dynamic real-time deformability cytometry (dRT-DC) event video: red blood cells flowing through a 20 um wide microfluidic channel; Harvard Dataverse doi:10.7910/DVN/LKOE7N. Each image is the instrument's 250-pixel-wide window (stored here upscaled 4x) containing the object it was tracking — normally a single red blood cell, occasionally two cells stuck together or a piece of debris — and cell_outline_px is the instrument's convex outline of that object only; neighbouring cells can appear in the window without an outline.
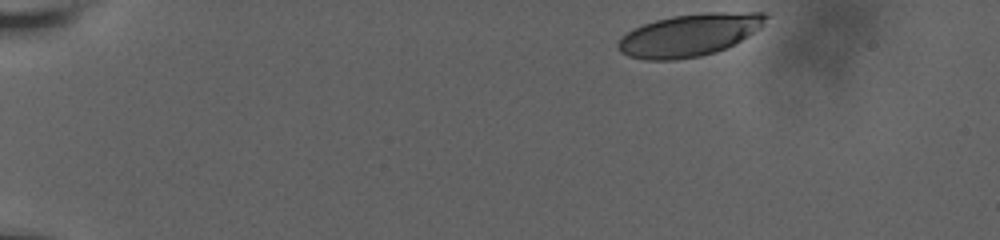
{"species": "human", "species_latin": "Homo sapiens", "temperature_condition": "room temperature", "stored_images_in_passage": 31, "camera_frame_rate_fps": 3000, "um_per_image_px": 0.085, "donor": {"sex": "male"}, "frame": {"image": 1, "passage_image": 1, "time_ms": 0.0, "image_size_px": [1000, 240], "cell_outline_px": [[768, 16], [764, 24], [760, 28], [748, 36], [716, 52], [700, 56], [676, 60], [644, 60], [628, 56], [620, 52], [616, 44], [628, 32], [644, 24], [656, 20], [672, 16], [708, 12], [768, 12]], "centroid_in_image_um": [58.61, 2.97], "position_along_channel_um": 26.4, "area_um2": 36.3}}
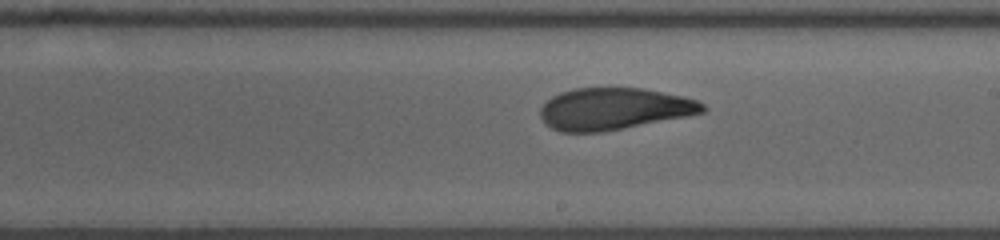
{"frame": {"image": 2, "passage_image": 18, "time_ms": 9.0, "image_size_px": [1000, 240], "cell_outline_px": [[708, 108], [704, 112], [688, 116], [600, 132], [560, 132], [544, 124], [540, 116], [540, 108], [552, 96], [560, 92], [572, 88], [640, 88], [680, 96], [696, 100], [704, 104]], "centroid_in_image_um": [52.15, 9.25], "position_along_channel_um": 236.9, "area_um2": 39.42}}
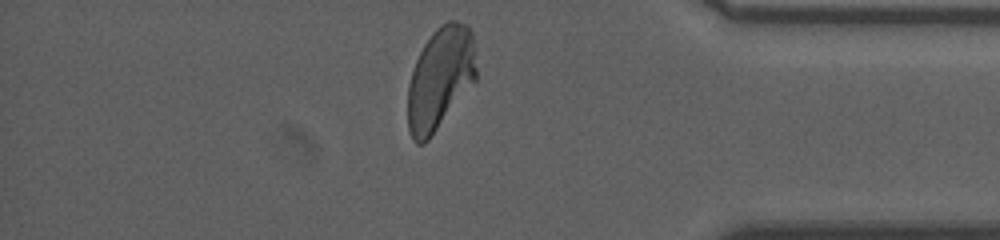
{"frame": {"image": 3, "passage_image": 30, "time_ms": 14.0, "image_size_px": [1000, 240], "cell_outline_px": [[476, 80], [428, 140], [424, 144], [416, 144], [412, 140], [408, 128], [408, 84], [416, 60], [424, 44], [432, 32], [440, 24], [448, 20], [456, 20], [468, 24], [472, 32], [476, 68]], "centroid_in_image_um": [37.41, 6.64], "position_along_channel_um": 397.8, "area_um2": 40.98}, "authors_computed_cell_mechanics": {"area_um2": 40.2866, "velocity_mm_per_s": 3.6247, "shape_relaxation_time_tau1_ms": 6.6879, "shape_relaxation_time_tau2_ms": 1.5826, "deformation_change_tau1": 0.1934, "deformation_change_tau2": 0.0845}}